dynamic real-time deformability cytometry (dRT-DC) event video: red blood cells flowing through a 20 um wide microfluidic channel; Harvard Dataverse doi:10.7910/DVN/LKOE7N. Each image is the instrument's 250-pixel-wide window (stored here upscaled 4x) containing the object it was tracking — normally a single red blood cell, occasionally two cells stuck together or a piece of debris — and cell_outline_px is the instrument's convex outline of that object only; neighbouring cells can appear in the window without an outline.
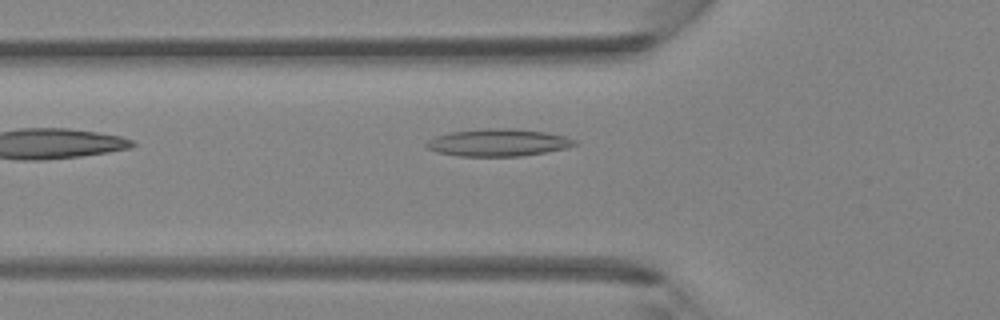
{"species": "Egyptian fruit bat (a non-hibernating species)", "species_latin": "Rousettus aegyptiacus", "temperature_condition": "room temperature", "stored_images_in_passage": 27, "camera_frame_rate_fps": 3000, "um_per_image_px": 0.085, "animal": {"sex": "female"}, "frame": {"image": 1, "passage_image": 2, "time_ms": 0.333, "image_size_px": [1000, 320], "cell_outline_px": [[580, 144], [564, 148], [544, 152], [520, 156], [456, 156], [436, 152], [428, 148], [424, 144], [428, 140], [436, 136], [452, 132], [484, 128], [508, 128], [548, 132], [564, 136], [576, 140]], "centroid_in_image_um": [42.34, 12.12], "position_along_channel_um": 83.5, "area_um2": 23.58}}
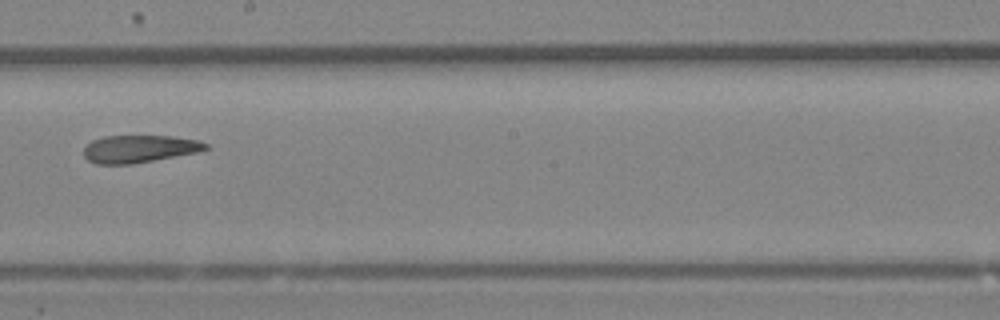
{"frame": {"image": 2, "passage_image": 12, "time_ms": 3.667, "image_size_px": [1000, 320], "cell_outline_px": [[208, 148], [196, 152], [132, 164], [96, 164], [88, 160], [84, 156], [84, 148], [92, 140], [104, 136], [172, 136], [200, 140], [208, 144]], "centroid_in_image_um": [11.83, 12.65], "position_along_channel_um": 236.4, "area_um2": 19.42}}
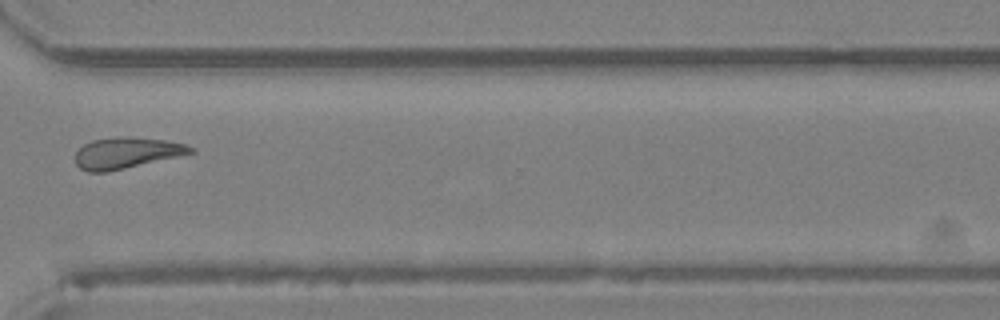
{"frame": {"image": 3, "passage_image": 20, "time_ms": 6.333, "image_size_px": [1000, 320], "cell_outline_px": [[196, 152], [108, 172], [88, 172], [80, 168], [76, 164], [76, 152], [84, 144], [92, 140], [116, 136], [132, 136], [164, 140], [184, 144], [192, 148]], "centroid_in_image_um": [10.72, 12.99], "position_along_channel_um": 359.9, "area_um2": 20.87}}